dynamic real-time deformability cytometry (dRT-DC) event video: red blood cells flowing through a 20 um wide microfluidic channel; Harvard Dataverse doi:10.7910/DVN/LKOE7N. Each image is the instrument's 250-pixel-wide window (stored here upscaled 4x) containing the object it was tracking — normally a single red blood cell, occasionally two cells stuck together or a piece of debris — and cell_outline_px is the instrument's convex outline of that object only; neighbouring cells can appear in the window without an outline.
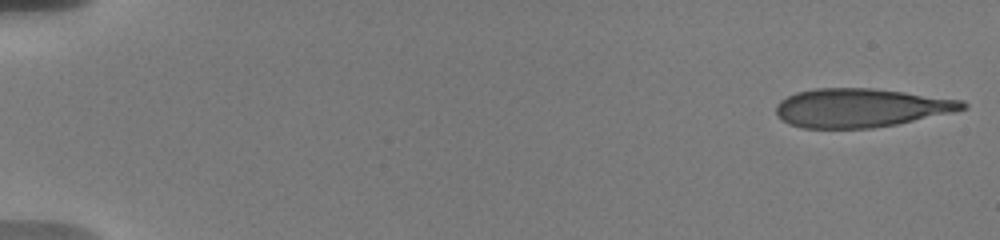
{"species": "human", "species_latin": "Homo sapiens", "temperature_condition": "warm", "stored_images_in_passage": 34, "camera_frame_rate_fps": 3000, "um_per_image_px": 0.085, "donor": {"sex": "male"}, "frame": {"image": 1, "passage_image": 1, "time_ms": 0.0, "image_size_px": [1000, 240], "cell_outline_px": [[968, 108], [956, 112], [896, 124], [872, 128], [804, 128], [788, 124], [776, 116], [776, 104], [780, 100], [796, 92], [816, 88], [872, 88], [904, 92], [964, 100], [968, 104]], "centroid_in_image_um": [73.18, 9.16], "position_along_channel_um": 11.8, "area_um2": 42.37}}
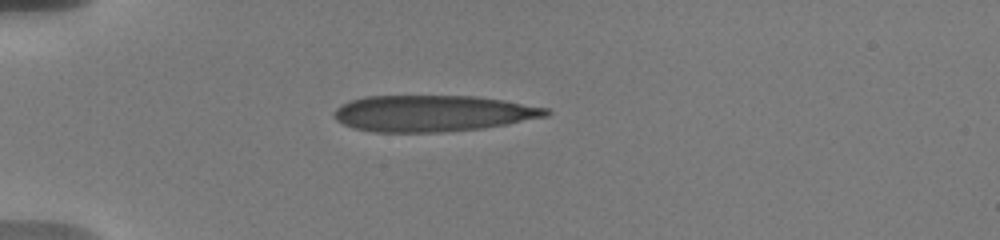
{"frame": {"image": 2, "passage_image": 24, "time_ms": 4.667, "image_size_px": [1000, 240], "cell_outline_px": [[552, 112], [548, 116], [484, 128], [440, 132], [372, 132], [352, 128], [336, 120], [332, 116], [332, 112], [340, 104], [348, 100], [364, 96], [476, 96], [504, 100], [548, 108]], "centroid_in_image_um": [36.73, 9.63], "position_along_channel_um": 48.3, "area_um2": 45.2}}
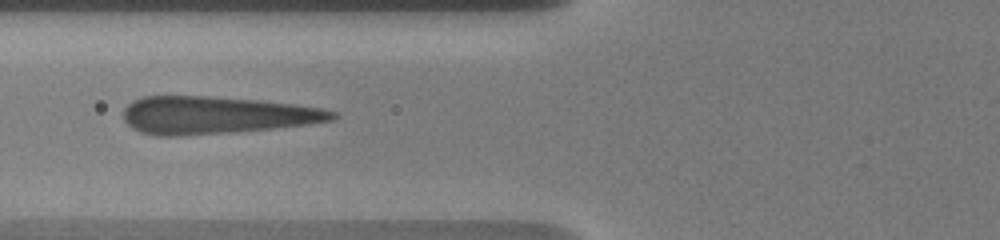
{"frame": {"image": 3, "passage_image": 33, "time_ms": 7.0, "image_size_px": [1000, 240], "cell_outline_px": [[340, 116], [332, 120], [308, 124], [272, 128], [184, 136], [156, 136], [140, 132], [132, 128], [124, 120], [124, 108], [132, 100], [140, 96], [208, 96], [260, 100], [296, 104], [324, 108], [336, 112]], "centroid_in_image_um": [18.36, 9.78], "position_along_channel_um": 107.4, "area_um2": 45.89}}